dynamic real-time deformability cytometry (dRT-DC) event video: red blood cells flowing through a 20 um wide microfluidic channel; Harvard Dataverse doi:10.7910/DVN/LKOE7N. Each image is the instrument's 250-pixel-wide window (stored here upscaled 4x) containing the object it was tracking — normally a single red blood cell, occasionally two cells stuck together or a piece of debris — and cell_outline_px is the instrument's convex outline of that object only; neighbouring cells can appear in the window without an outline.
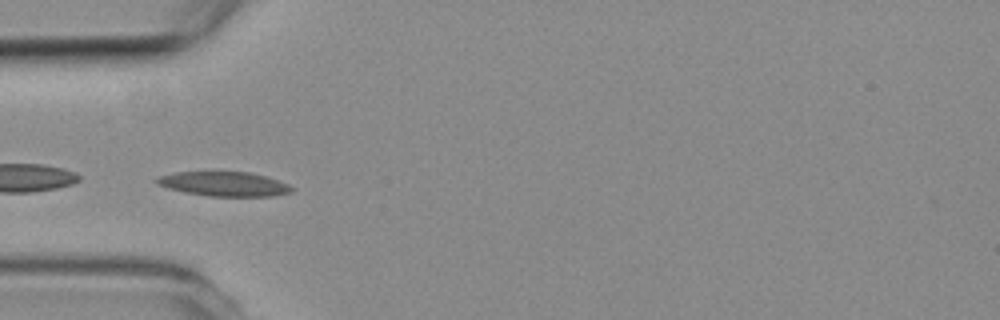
{"species": "common noctule bat (a hibernating species)", "species_latin": "Nyctalus noctula", "temperature_condition": "room temperature", "stored_images_in_passage": 5, "camera_frame_rate_fps": 3000, "um_per_image_px": 0.085, "animal": {"sex": "female", "body_mass_g": 19.3, "forearm_length_mm": 54.1}, "frame": {"image": 1, "passage_image": 3, "time_ms": 2.333, "image_size_px": [1000, 320], "cell_outline_px": [[292, 192], [276, 196], [208, 196], [184, 192], [168, 188], [156, 184], [152, 180], [156, 176], [176, 172], [212, 168], [248, 172], [264, 176], [288, 184], [292, 188]], "centroid_in_image_um": [18.92, 15.58], "position_along_channel_um": 66.1, "area_um2": 20.29}}
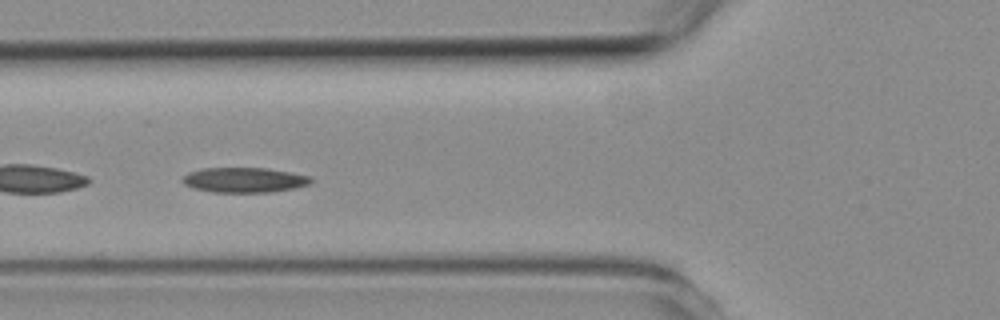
{"frame": {"image": 2, "passage_image": 4, "time_ms": 3.333, "image_size_px": [1000, 320], "cell_outline_px": [[312, 184], [272, 192], [212, 192], [192, 188], [184, 184], [180, 180], [188, 172], [200, 168], [268, 168], [312, 176]], "centroid_in_image_um": [20.75, 15.29], "position_along_channel_um": 105.0, "area_um2": 18.9}}
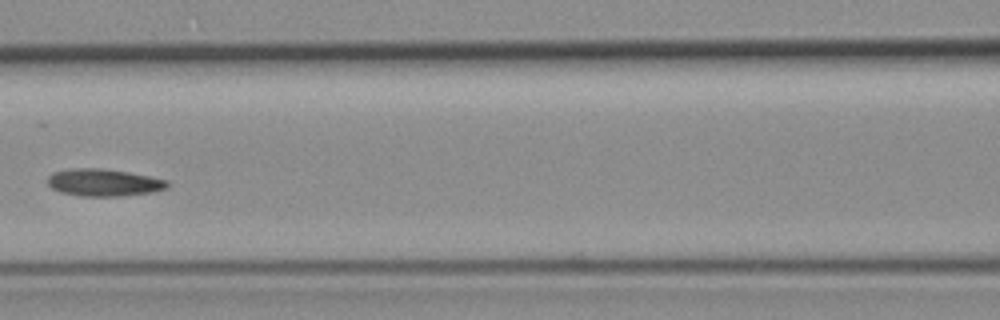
{"frame": {"image": 3, "passage_image": 5, "time_ms": 4.667, "image_size_px": [1000, 320], "cell_outline_px": [[168, 188], [152, 192], [120, 196], [80, 196], [60, 192], [52, 188], [48, 184], [48, 176], [52, 172], [72, 168], [100, 168], [128, 172], [152, 176], [168, 180]], "centroid_in_image_um": [8.82, 15.51], "position_along_channel_um": 157.8, "area_um2": 19.13}}